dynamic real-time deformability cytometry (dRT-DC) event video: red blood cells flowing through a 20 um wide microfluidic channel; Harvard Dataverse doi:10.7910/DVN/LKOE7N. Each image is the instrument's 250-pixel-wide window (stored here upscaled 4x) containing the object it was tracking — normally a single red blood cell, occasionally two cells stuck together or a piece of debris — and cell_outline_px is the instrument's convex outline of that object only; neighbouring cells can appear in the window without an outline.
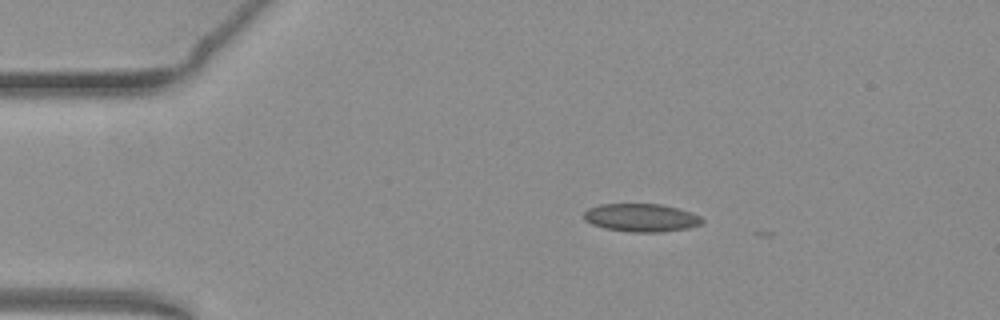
{"species": "common noctule bat (a hibernating species)", "species_latin": "Nyctalus noctula", "temperature_condition": "warm", "stored_images_in_passage": 8, "camera_frame_rate_fps": 3000, "um_per_image_px": 0.085, "animal": {"sex": "female", "body_mass_g": 19.3, "forearm_length_mm": 54.1}, "frame": {"image": 1, "passage_image": 4, "time_ms": 1.0, "image_size_px": [1000, 320], "cell_outline_px": [[704, 220], [700, 224], [688, 228], [660, 232], [632, 232], [604, 228], [592, 224], [584, 220], [584, 212], [588, 208], [600, 204], [660, 204], [692, 212], [700, 216]], "centroid_in_image_um": [54.49, 18.5], "position_along_channel_um": 30.5, "area_um2": 19.31}}